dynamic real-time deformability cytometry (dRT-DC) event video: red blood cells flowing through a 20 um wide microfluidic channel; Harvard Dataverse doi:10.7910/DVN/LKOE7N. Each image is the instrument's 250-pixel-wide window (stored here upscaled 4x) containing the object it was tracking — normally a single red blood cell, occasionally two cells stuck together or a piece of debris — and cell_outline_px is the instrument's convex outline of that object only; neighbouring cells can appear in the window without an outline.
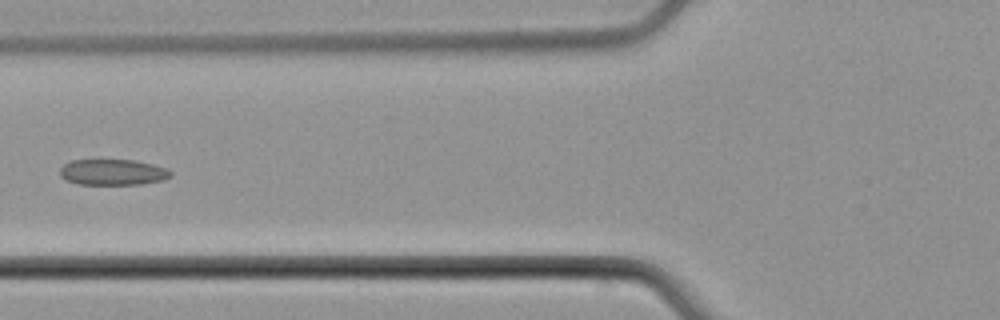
{"species": "common noctule bat (a hibernating species)", "species_latin": "Nyctalus noctula", "temperature_condition": "cold", "stored_images_in_passage": 2, "camera_frame_rate_fps": 3000, "um_per_image_px": 0.085, "animal": {"sex": "male", "body_mass_g": 21.5, "forearm_length_mm": 52.0}, "frame": {"image": 1, "passage_image": 2, "time_ms": 1.333, "image_size_px": [1000, 320], "cell_outline_px": [[172, 176], [164, 180], [140, 184], [80, 184], [64, 180], [60, 176], [60, 168], [64, 164], [72, 160], [132, 160], [152, 164], [164, 168], [172, 172]], "centroid_in_image_um": [9.57, 14.64], "position_along_channel_um": 116.2, "area_um2": 16.65}}